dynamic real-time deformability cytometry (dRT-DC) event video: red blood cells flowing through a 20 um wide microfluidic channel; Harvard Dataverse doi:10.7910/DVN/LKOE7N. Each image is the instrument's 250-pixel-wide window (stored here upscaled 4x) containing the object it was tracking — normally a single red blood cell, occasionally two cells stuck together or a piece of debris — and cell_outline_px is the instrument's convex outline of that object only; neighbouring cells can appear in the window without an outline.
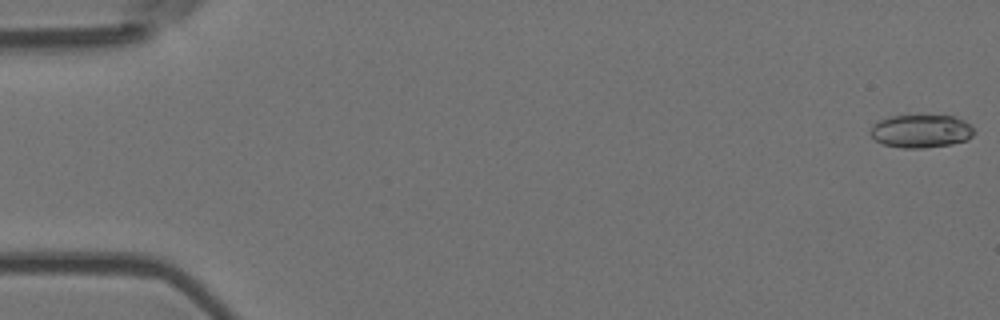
{"species": "Egyptian fruit bat (a non-hibernating species)", "species_latin": "Rousettus aegyptiacus", "temperature_condition": "room temperature", "stored_images_in_passage": 6, "camera_frame_rate_fps": 3000, "um_per_image_px": 0.085, "animal": {"sex": "female"}, "frame": {"image": 1, "passage_image": 1, "time_ms": 0.0, "image_size_px": [1000, 320], "cell_outline_px": [[976, 132], [968, 140], [952, 144], [924, 148], [904, 148], [884, 144], [876, 140], [868, 132], [872, 124], [876, 120], [892, 116], [952, 116], [964, 120], [972, 124]], "centroid_in_image_um": [78.3, 11.15], "position_along_channel_um": 6.7, "area_um2": 20.23}}
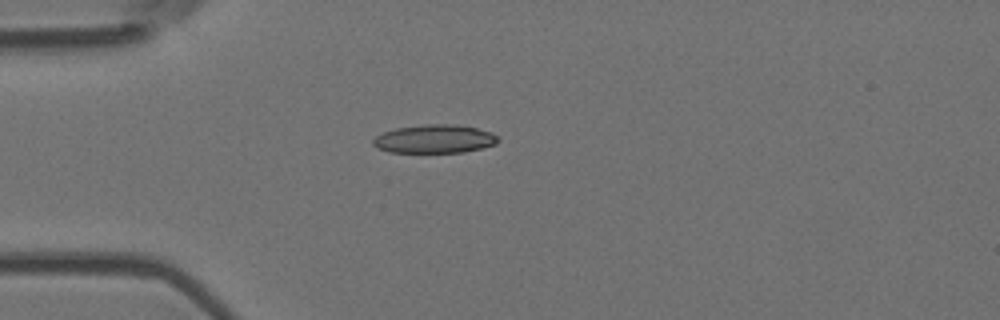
{"frame": {"image": 2, "passage_image": 5, "time_ms": 1.333, "image_size_px": [1000, 320], "cell_outline_px": [[500, 140], [496, 144], [464, 152], [388, 152], [376, 148], [372, 144], [372, 140], [376, 136], [384, 132], [396, 128], [428, 124], [452, 124], [476, 128], [492, 132], [500, 136]], "centroid_in_image_um": [36.95, 11.81], "position_along_channel_um": 48.1, "area_um2": 20.75}}